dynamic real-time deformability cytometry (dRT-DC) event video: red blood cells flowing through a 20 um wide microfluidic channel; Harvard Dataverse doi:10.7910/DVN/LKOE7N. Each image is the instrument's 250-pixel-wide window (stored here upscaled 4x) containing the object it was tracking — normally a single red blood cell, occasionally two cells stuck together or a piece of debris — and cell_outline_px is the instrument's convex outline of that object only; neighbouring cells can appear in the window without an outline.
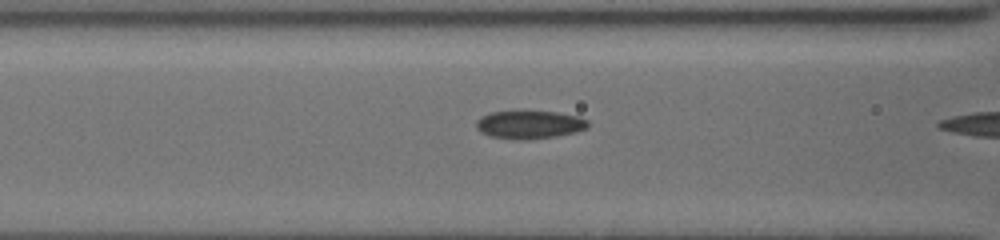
{"species": "common noctule bat (a hibernating species)", "species_latin": "Nyctalus noctula", "temperature_condition": "cold", "stored_images_in_passage": 18, "camera_frame_rate_fps": 3000, "um_per_image_px": 0.085, "animal": {"sex": "female", "body_mass_g": 19.5, "forearm_length_mm": 54.1}, "frame": {"image": 1, "passage_image": 17, "time_ms": 1673.667, "image_size_px": [1000, 240], "cell_outline_px": [[588, 128], [556, 136], [524, 140], [488, 136], [480, 132], [476, 128], [476, 120], [480, 116], [488, 112], [520, 108], [556, 112], [580, 116], [588, 120]], "centroid_in_image_um": [44.94, 10.53], "position_along_channel_um": 121.7, "area_um2": 19.19}}